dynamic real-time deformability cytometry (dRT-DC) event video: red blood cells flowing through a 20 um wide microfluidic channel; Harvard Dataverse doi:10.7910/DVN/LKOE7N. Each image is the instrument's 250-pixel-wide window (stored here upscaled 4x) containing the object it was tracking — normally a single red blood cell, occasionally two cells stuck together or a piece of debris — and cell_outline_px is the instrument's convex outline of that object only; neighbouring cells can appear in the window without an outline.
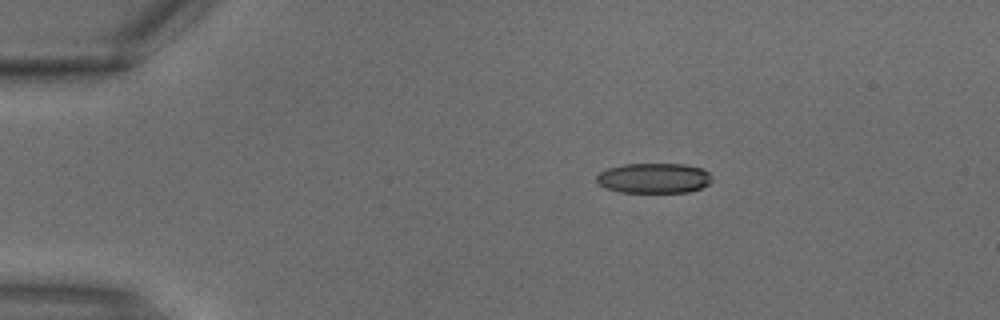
{"species": "common noctule bat (a hibernating species)", "species_latin": "Nyctalus noctula", "temperature_condition": "warm", "stored_images_in_passage": 2, "camera_frame_rate_fps": 3000, "um_per_image_px": 0.085, "animal": {"sex": "male", "body_mass_g": 18.8}, "frame": {"image": 1, "passage_image": 1, "time_ms": 0.0, "image_size_px": [1000, 320], "cell_outline_px": [[712, 180], [708, 184], [700, 188], [688, 192], [620, 192], [604, 188], [596, 180], [596, 176], [600, 172], [608, 168], [624, 164], [684, 164], [704, 168], [712, 176]], "centroid_in_image_um": [55.59, 15.14], "position_along_channel_um": 29.4, "area_um2": 20.35}}
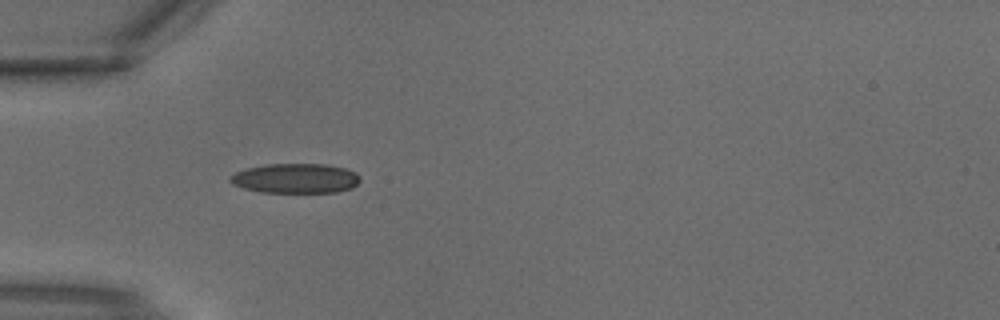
{"frame": {"image": 2, "passage_image": 2, "time_ms": 0.333, "image_size_px": [1000, 320], "cell_outline_px": [[360, 180], [352, 188], [336, 192], [260, 192], [244, 188], [232, 184], [228, 180], [228, 176], [236, 172], [248, 168], [264, 164], [324, 164], [344, 168], [356, 172], [360, 176]], "centroid_in_image_um": [25.1, 15.16], "position_along_channel_um": 59.9, "area_um2": 22.54}}